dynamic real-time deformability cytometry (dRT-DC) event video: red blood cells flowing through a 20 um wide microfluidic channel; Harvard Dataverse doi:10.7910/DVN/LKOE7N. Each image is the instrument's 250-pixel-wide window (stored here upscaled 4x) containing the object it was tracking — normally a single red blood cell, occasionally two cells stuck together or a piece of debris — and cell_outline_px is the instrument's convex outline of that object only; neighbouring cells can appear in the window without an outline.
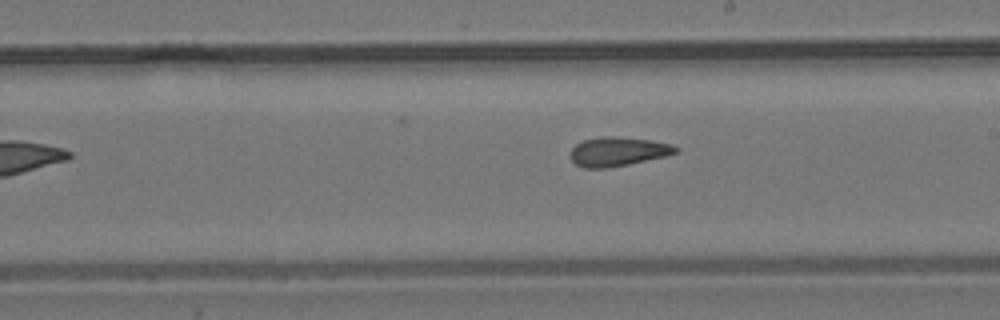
{"species": "common noctule bat (a hibernating species)", "species_latin": "Nyctalus noctula", "temperature_condition": "room temperature", "stored_images_in_passage": 7, "camera_frame_rate_fps": 3000, "um_per_image_px": 0.085, "animal": {"sex": "male", "body_mass_g": 19.2, "forearm_length_mm": 51.8}, "frame": {"image": 1, "passage_image": 7, "time_ms": 7.0, "image_size_px": [1000, 320], "cell_outline_px": [[680, 152], [664, 156], [628, 164], [608, 168], [584, 168], [576, 164], [572, 160], [572, 148], [576, 144], [584, 140], [604, 136], [612, 136], [652, 140], [672, 144], [680, 148]], "centroid_in_image_um": [52.57, 12.88], "position_along_channel_um": 236.4, "area_um2": 17.74}}